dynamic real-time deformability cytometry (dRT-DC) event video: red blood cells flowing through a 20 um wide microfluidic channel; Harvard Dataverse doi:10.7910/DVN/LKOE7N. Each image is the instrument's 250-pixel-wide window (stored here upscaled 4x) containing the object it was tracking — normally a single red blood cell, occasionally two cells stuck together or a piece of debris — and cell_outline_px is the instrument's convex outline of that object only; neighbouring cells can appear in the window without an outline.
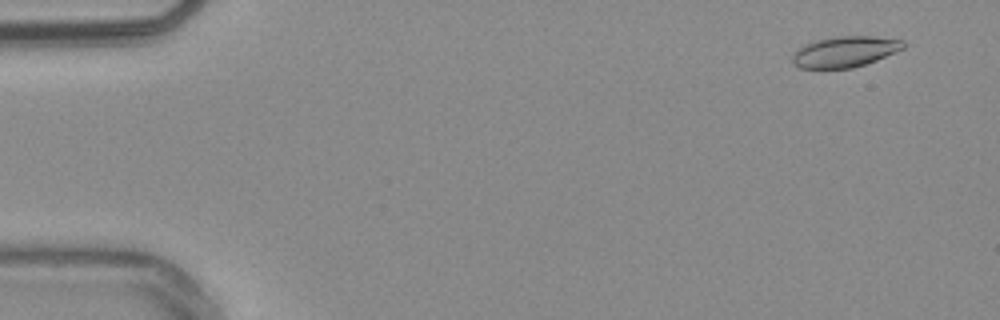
{"species": "common noctule bat (a hibernating species)", "species_latin": "Nyctalus noctula", "temperature_condition": "warm", "stored_images_in_passage": 52, "camera_frame_rate_fps": 3000, "um_per_image_px": 0.085, "animal": {"sex": "male", "body_mass_g": 20.4}, "frame": {"image": 1, "passage_image": 2, "time_ms": 0.333, "image_size_px": [1000, 320], "cell_outline_px": [[908, 44], [904, 48], [876, 60], [852, 68], [800, 68], [792, 60], [792, 56], [800, 48], [816, 40], [840, 36], [872, 36], [904, 40]], "centroid_in_image_um": [71.88, 4.39], "position_along_channel_um": 13.1, "area_um2": 19.59}}
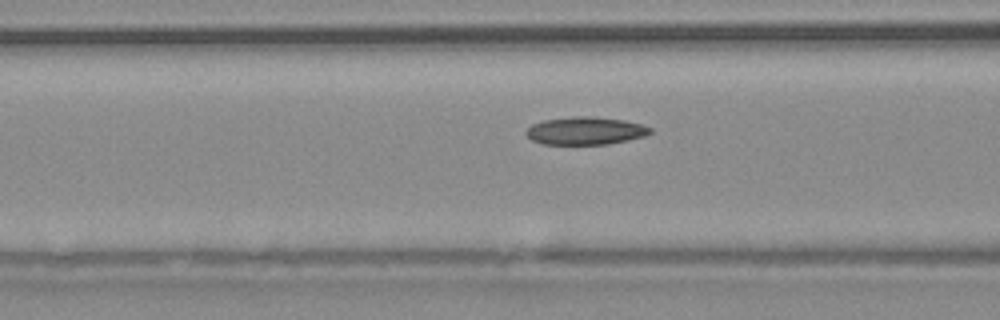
{"frame": {"image": 2, "passage_image": 20, "time_ms": 6.333, "image_size_px": [1000, 320], "cell_outline_px": [[652, 132], [644, 136], [628, 140], [608, 144], [544, 144], [532, 140], [524, 132], [532, 124], [544, 120], [572, 116], [596, 116], [624, 120], [640, 124], [652, 128]], "centroid_in_image_um": [49.76, 11.11], "position_along_channel_um": 116.8, "area_um2": 20.11}}
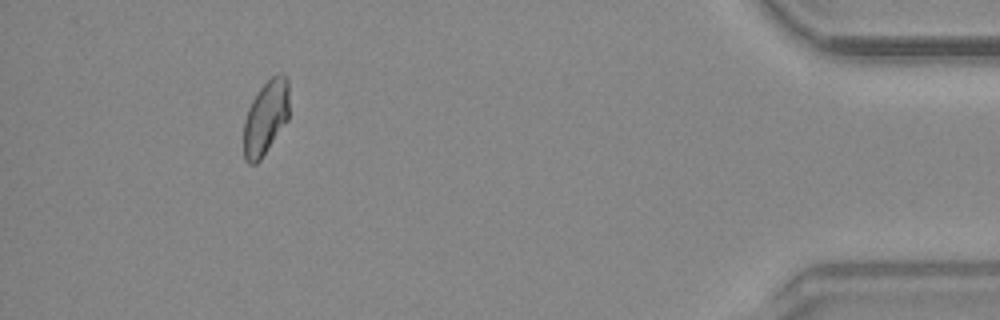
{"frame": {"image": 3, "passage_image": 48, "time_ms": 15.667, "image_size_px": [1000, 320], "cell_outline_px": [[288, 120], [260, 160], [256, 164], [248, 164], [244, 160], [244, 120], [248, 108], [252, 100], [260, 88], [276, 72], [284, 72], [288, 80]], "centroid_in_image_um": [22.59, 9.98], "position_along_channel_um": 412.6, "area_um2": 19.83}, "authors_computed_cell_mechanics": {"area_um2": 19.8832, "velocity_mm_per_s": 3.8061, "shape_relaxation_time_tau1_ms": null, "shape_relaxation_time_tau2_ms": 2.483, "deformation_change_tau1": null, "deformation_change_tau2": 0.0695}}